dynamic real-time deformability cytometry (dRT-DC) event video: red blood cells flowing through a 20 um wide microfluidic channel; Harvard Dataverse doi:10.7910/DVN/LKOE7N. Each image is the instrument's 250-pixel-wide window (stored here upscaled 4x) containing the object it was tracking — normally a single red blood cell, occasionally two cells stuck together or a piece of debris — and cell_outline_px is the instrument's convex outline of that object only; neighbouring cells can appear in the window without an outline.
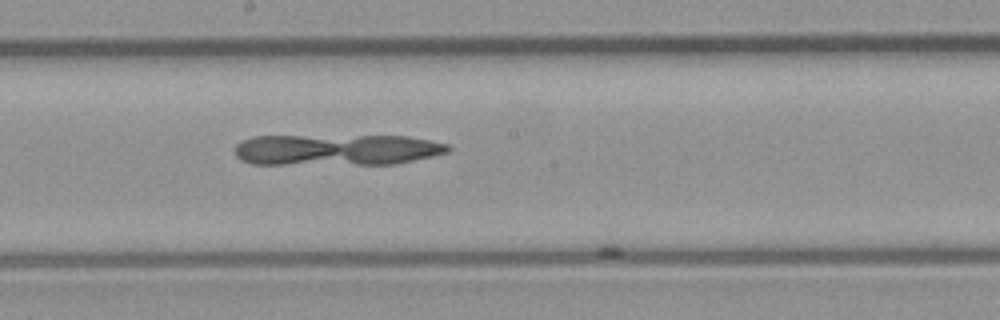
{"species": "common noctule bat (a hibernating species)", "species_latin": "Nyctalus noctula", "temperature_condition": "room temperature", "stored_images_in_passage": 36, "segment_of_instrument_passage": [1, 2], "camera_frame_rate_fps": 3000, "um_per_image_px": 0.085, "animal": {"sex": "male", "body_mass_g": 23.1, "forearm_length_mm": 52.7}, "frame": {"image": 1, "passage_image": 13, "time_ms": 4.0, "image_size_px": [1000, 320], "cell_outline_px": [[448, 148], [440, 152], [404, 160], [248, 160], [240, 156], [240, 148], [244, 144], [252, 140], [268, 136], [388, 136], [416, 140], [436, 144]], "centroid_in_image_um": [28.61, 12.61], "position_along_channel_um": 219.6, "area_um2": 31.33}}